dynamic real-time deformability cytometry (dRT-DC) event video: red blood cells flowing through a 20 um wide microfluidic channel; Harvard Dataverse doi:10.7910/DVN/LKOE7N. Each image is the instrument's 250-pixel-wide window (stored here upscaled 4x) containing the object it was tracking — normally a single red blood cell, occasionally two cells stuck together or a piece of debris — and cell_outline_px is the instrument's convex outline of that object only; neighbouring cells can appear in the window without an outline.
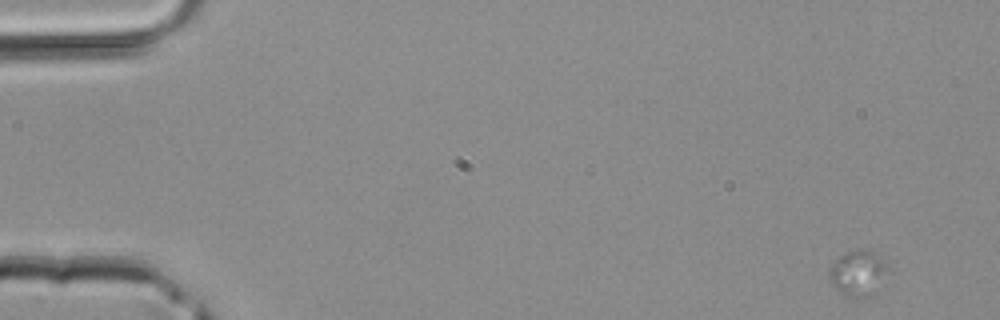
{"species": "common noctule bat (a hibernating species)", "species_latin": "Nyctalus noctula", "temperature_condition": "room temperature", "stored_images_in_passage": 15, "camera_frame_rate_fps": 3000, "um_per_image_px": 0.085, "animal": {"sex": "male", "body_mass_g": 20.4}, "frame": {"image": 1, "passage_image": 1, "time_ms": 0.0, "image_size_px": [1000, 320], "cell_outline_px": [[888, 268], [872, 296], [844, 296], [832, 284], [828, 276], [832, 264], [840, 256], [848, 252], [868, 248], [876, 252]], "centroid_in_image_um": [72.91, 23.19], "position_along_channel_um": 12.1, "area_um2": 15.09}}
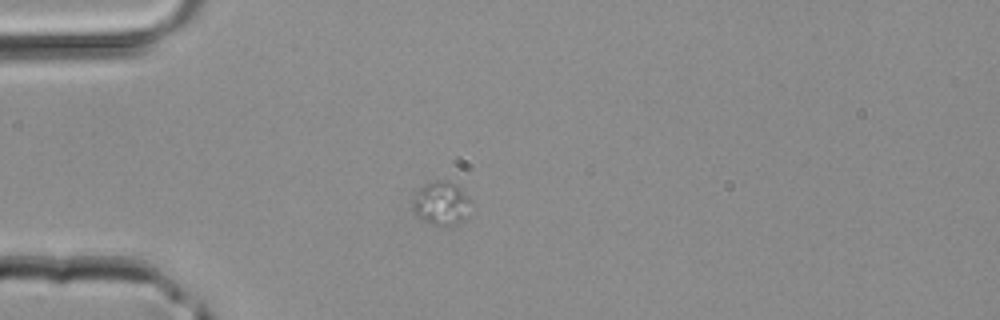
{"frame": {"image": 2, "passage_image": 11, "time_ms": 3.333, "image_size_px": [1000, 320], "cell_outline_px": [[468, 200], [464, 216], [456, 224], [432, 224], [420, 220], [412, 212], [412, 204], [416, 192], [420, 188], [428, 184], [440, 180], [444, 180], [456, 184]], "centroid_in_image_um": [37.39, 17.28], "position_along_channel_um": 47.6, "area_um2": 13.93}}